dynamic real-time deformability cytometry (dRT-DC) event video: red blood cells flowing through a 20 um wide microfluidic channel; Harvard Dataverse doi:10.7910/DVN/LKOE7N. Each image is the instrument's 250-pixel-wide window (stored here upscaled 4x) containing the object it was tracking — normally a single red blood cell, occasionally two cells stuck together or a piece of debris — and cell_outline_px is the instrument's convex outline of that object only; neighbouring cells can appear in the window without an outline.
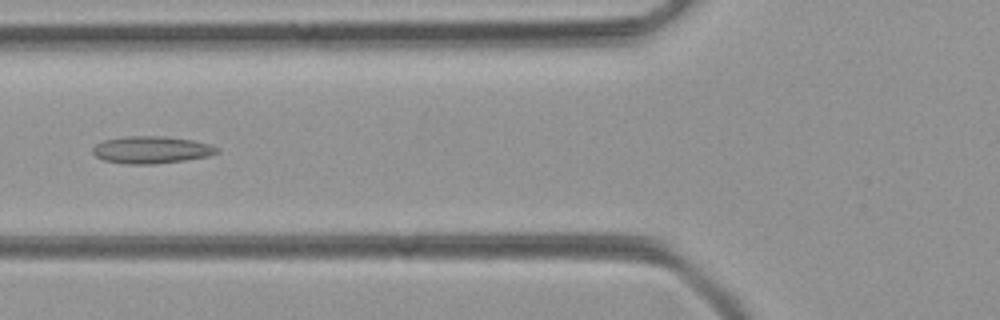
{"species": "common noctule bat (a hibernating species)", "species_latin": "Nyctalus noctula", "temperature_condition": "room temperature", "stored_images_in_passage": 37, "camera_frame_rate_fps": 3000, "um_per_image_px": 0.085, "animal": {"sex": "female", "body_mass_g": 21.9}, "frame": {"image": 1, "passage_image": 7, "time_ms": 2.0, "image_size_px": [1000, 320], "cell_outline_px": [[220, 152], [208, 156], [184, 160], [152, 164], [124, 164], [104, 160], [96, 156], [92, 152], [92, 148], [96, 144], [104, 140], [124, 136], [164, 136], [192, 140], [208, 144], [220, 148]], "centroid_in_image_um": [12.86, 12.73], "position_along_channel_um": 112.9, "area_um2": 19.71}}
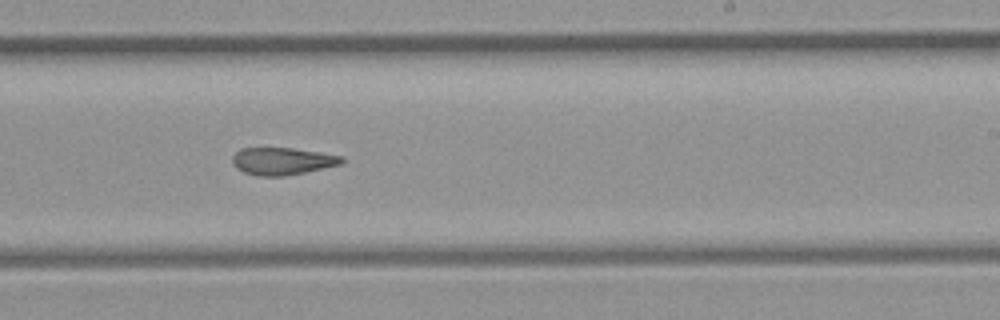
{"frame": {"image": 2, "passage_image": 18, "time_ms": 5.667, "image_size_px": [1000, 320], "cell_outline_px": [[344, 160], [340, 164], [304, 172], [284, 176], [256, 176], [244, 172], [236, 168], [232, 164], [232, 156], [240, 148], [292, 148], [344, 156]], "centroid_in_image_um": [23.95, 13.69], "position_along_channel_um": 265.0, "area_um2": 17.34}}
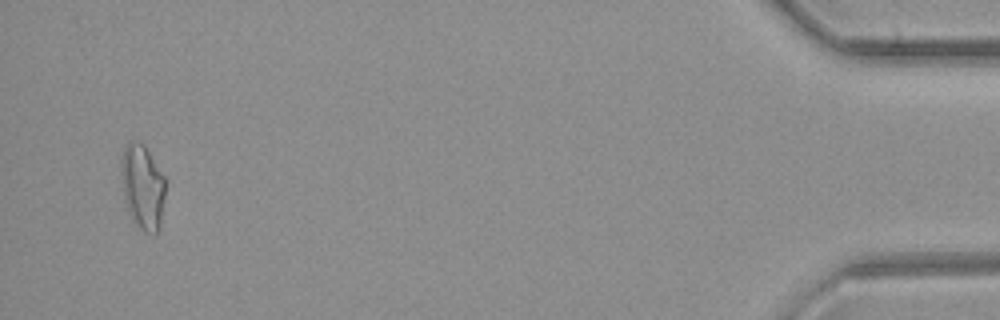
{"frame": {"image": 3, "passage_image": 36, "time_ms": 11.667, "image_size_px": [1000, 320], "cell_outline_px": [[168, 180], [160, 228], [156, 236], [152, 236], [144, 232], [128, 216], [124, 196], [120, 172], [120, 160], [124, 148], [128, 140], [136, 140], [144, 144]], "centroid_in_image_um": [12.15, 15.9], "position_along_channel_um": 423.1, "area_um2": 23.0}}